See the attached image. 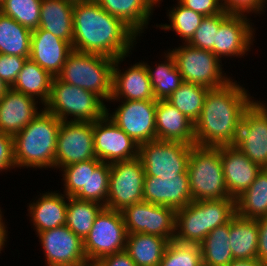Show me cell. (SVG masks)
<instances>
[{"instance_id": "cell-11", "label": "cell", "mask_w": 267, "mask_h": 266, "mask_svg": "<svg viewBox=\"0 0 267 266\" xmlns=\"http://www.w3.org/2000/svg\"><path fill=\"white\" fill-rule=\"evenodd\" d=\"M192 146L178 141L161 140L139 145L138 157L142 161L145 176L163 178L187 174Z\"/></svg>"}, {"instance_id": "cell-29", "label": "cell", "mask_w": 267, "mask_h": 266, "mask_svg": "<svg viewBox=\"0 0 267 266\" xmlns=\"http://www.w3.org/2000/svg\"><path fill=\"white\" fill-rule=\"evenodd\" d=\"M169 242L156 235L128 234L125 251L136 266H159Z\"/></svg>"}, {"instance_id": "cell-14", "label": "cell", "mask_w": 267, "mask_h": 266, "mask_svg": "<svg viewBox=\"0 0 267 266\" xmlns=\"http://www.w3.org/2000/svg\"><path fill=\"white\" fill-rule=\"evenodd\" d=\"M235 147L262 169L267 168V102L265 100H254L243 112Z\"/></svg>"}, {"instance_id": "cell-31", "label": "cell", "mask_w": 267, "mask_h": 266, "mask_svg": "<svg viewBox=\"0 0 267 266\" xmlns=\"http://www.w3.org/2000/svg\"><path fill=\"white\" fill-rule=\"evenodd\" d=\"M52 79L46 70L28 58L11 88L35 98L44 106L50 96Z\"/></svg>"}, {"instance_id": "cell-37", "label": "cell", "mask_w": 267, "mask_h": 266, "mask_svg": "<svg viewBox=\"0 0 267 266\" xmlns=\"http://www.w3.org/2000/svg\"><path fill=\"white\" fill-rule=\"evenodd\" d=\"M176 1L175 5H172L170 9L166 10L169 24L156 23L155 26L157 29L160 28L163 31H174L182 40L181 43H187L205 16L186 8L178 0Z\"/></svg>"}, {"instance_id": "cell-10", "label": "cell", "mask_w": 267, "mask_h": 266, "mask_svg": "<svg viewBox=\"0 0 267 266\" xmlns=\"http://www.w3.org/2000/svg\"><path fill=\"white\" fill-rule=\"evenodd\" d=\"M118 107L111 111L106 106V115L122 129L138 146L156 140L157 100H109ZM110 112V113H109Z\"/></svg>"}, {"instance_id": "cell-2", "label": "cell", "mask_w": 267, "mask_h": 266, "mask_svg": "<svg viewBox=\"0 0 267 266\" xmlns=\"http://www.w3.org/2000/svg\"><path fill=\"white\" fill-rule=\"evenodd\" d=\"M240 84L234 77L225 86L207 92L200 116L194 123L195 145L235 146L243 112L256 99L245 84Z\"/></svg>"}, {"instance_id": "cell-5", "label": "cell", "mask_w": 267, "mask_h": 266, "mask_svg": "<svg viewBox=\"0 0 267 266\" xmlns=\"http://www.w3.org/2000/svg\"><path fill=\"white\" fill-rule=\"evenodd\" d=\"M114 58L94 53L72 51L57 78L81 87L108 102L112 94Z\"/></svg>"}, {"instance_id": "cell-26", "label": "cell", "mask_w": 267, "mask_h": 266, "mask_svg": "<svg viewBox=\"0 0 267 266\" xmlns=\"http://www.w3.org/2000/svg\"><path fill=\"white\" fill-rule=\"evenodd\" d=\"M112 16L121 19L139 37L148 29L157 0H96Z\"/></svg>"}, {"instance_id": "cell-40", "label": "cell", "mask_w": 267, "mask_h": 266, "mask_svg": "<svg viewBox=\"0 0 267 266\" xmlns=\"http://www.w3.org/2000/svg\"><path fill=\"white\" fill-rule=\"evenodd\" d=\"M159 266H203L200 245L170 241Z\"/></svg>"}, {"instance_id": "cell-49", "label": "cell", "mask_w": 267, "mask_h": 266, "mask_svg": "<svg viewBox=\"0 0 267 266\" xmlns=\"http://www.w3.org/2000/svg\"><path fill=\"white\" fill-rule=\"evenodd\" d=\"M228 266H267L261 263L257 258L254 259H234Z\"/></svg>"}, {"instance_id": "cell-24", "label": "cell", "mask_w": 267, "mask_h": 266, "mask_svg": "<svg viewBox=\"0 0 267 266\" xmlns=\"http://www.w3.org/2000/svg\"><path fill=\"white\" fill-rule=\"evenodd\" d=\"M72 45L51 32L37 28L32 31L30 59L46 70L52 77H57Z\"/></svg>"}, {"instance_id": "cell-17", "label": "cell", "mask_w": 267, "mask_h": 266, "mask_svg": "<svg viewBox=\"0 0 267 266\" xmlns=\"http://www.w3.org/2000/svg\"><path fill=\"white\" fill-rule=\"evenodd\" d=\"M249 16L231 13L220 24L213 46V54L221 62L228 57H230L229 59L247 57L250 55L248 53L254 49L257 28Z\"/></svg>"}, {"instance_id": "cell-52", "label": "cell", "mask_w": 267, "mask_h": 266, "mask_svg": "<svg viewBox=\"0 0 267 266\" xmlns=\"http://www.w3.org/2000/svg\"><path fill=\"white\" fill-rule=\"evenodd\" d=\"M9 89L5 82L0 78V97Z\"/></svg>"}, {"instance_id": "cell-22", "label": "cell", "mask_w": 267, "mask_h": 266, "mask_svg": "<svg viewBox=\"0 0 267 266\" xmlns=\"http://www.w3.org/2000/svg\"><path fill=\"white\" fill-rule=\"evenodd\" d=\"M221 162L226 188L234 199L249 188L262 170L235 146L221 147Z\"/></svg>"}, {"instance_id": "cell-6", "label": "cell", "mask_w": 267, "mask_h": 266, "mask_svg": "<svg viewBox=\"0 0 267 266\" xmlns=\"http://www.w3.org/2000/svg\"><path fill=\"white\" fill-rule=\"evenodd\" d=\"M106 106L96 94L53 77L43 108L61 121L94 122L106 115Z\"/></svg>"}, {"instance_id": "cell-13", "label": "cell", "mask_w": 267, "mask_h": 266, "mask_svg": "<svg viewBox=\"0 0 267 266\" xmlns=\"http://www.w3.org/2000/svg\"><path fill=\"white\" fill-rule=\"evenodd\" d=\"M128 234L144 233L174 240L176 210L149 202L132 204L121 211Z\"/></svg>"}, {"instance_id": "cell-44", "label": "cell", "mask_w": 267, "mask_h": 266, "mask_svg": "<svg viewBox=\"0 0 267 266\" xmlns=\"http://www.w3.org/2000/svg\"><path fill=\"white\" fill-rule=\"evenodd\" d=\"M28 58L0 54V78L11 88Z\"/></svg>"}, {"instance_id": "cell-3", "label": "cell", "mask_w": 267, "mask_h": 266, "mask_svg": "<svg viewBox=\"0 0 267 266\" xmlns=\"http://www.w3.org/2000/svg\"><path fill=\"white\" fill-rule=\"evenodd\" d=\"M61 120L44 108L13 136L16 168L54 169L57 135Z\"/></svg>"}, {"instance_id": "cell-7", "label": "cell", "mask_w": 267, "mask_h": 266, "mask_svg": "<svg viewBox=\"0 0 267 266\" xmlns=\"http://www.w3.org/2000/svg\"><path fill=\"white\" fill-rule=\"evenodd\" d=\"M187 174L192 201L232 198L225 185L221 147L193 145Z\"/></svg>"}, {"instance_id": "cell-46", "label": "cell", "mask_w": 267, "mask_h": 266, "mask_svg": "<svg viewBox=\"0 0 267 266\" xmlns=\"http://www.w3.org/2000/svg\"><path fill=\"white\" fill-rule=\"evenodd\" d=\"M16 169L14 161L13 136L0 132V173ZM3 171V172H2Z\"/></svg>"}, {"instance_id": "cell-15", "label": "cell", "mask_w": 267, "mask_h": 266, "mask_svg": "<svg viewBox=\"0 0 267 266\" xmlns=\"http://www.w3.org/2000/svg\"><path fill=\"white\" fill-rule=\"evenodd\" d=\"M95 158L93 122L62 121L57 135L56 171Z\"/></svg>"}, {"instance_id": "cell-47", "label": "cell", "mask_w": 267, "mask_h": 266, "mask_svg": "<svg viewBox=\"0 0 267 266\" xmlns=\"http://www.w3.org/2000/svg\"><path fill=\"white\" fill-rule=\"evenodd\" d=\"M258 222V250L256 258L267 265V215L257 219Z\"/></svg>"}, {"instance_id": "cell-39", "label": "cell", "mask_w": 267, "mask_h": 266, "mask_svg": "<svg viewBox=\"0 0 267 266\" xmlns=\"http://www.w3.org/2000/svg\"><path fill=\"white\" fill-rule=\"evenodd\" d=\"M42 0H4L0 12L20 25L35 30L39 26Z\"/></svg>"}, {"instance_id": "cell-28", "label": "cell", "mask_w": 267, "mask_h": 266, "mask_svg": "<svg viewBox=\"0 0 267 266\" xmlns=\"http://www.w3.org/2000/svg\"><path fill=\"white\" fill-rule=\"evenodd\" d=\"M229 242L234 259H254L258 250L257 219L235 215L229 222Z\"/></svg>"}, {"instance_id": "cell-12", "label": "cell", "mask_w": 267, "mask_h": 266, "mask_svg": "<svg viewBox=\"0 0 267 266\" xmlns=\"http://www.w3.org/2000/svg\"><path fill=\"white\" fill-rule=\"evenodd\" d=\"M145 170L139 157L110 164L106 208L122 211L143 201Z\"/></svg>"}, {"instance_id": "cell-51", "label": "cell", "mask_w": 267, "mask_h": 266, "mask_svg": "<svg viewBox=\"0 0 267 266\" xmlns=\"http://www.w3.org/2000/svg\"><path fill=\"white\" fill-rule=\"evenodd\" d=\"M8 235L9 233H0V254H2L1 251L4 252V249L7 246V242H8L7 240L9 238Z\"/></svg>"}, {"instance_id": "cell-21", "label": "cell", "mask_w": 267, "mask_h": 266, "mask_svg": "<svg viewBox=\"0 0 267 266\" xmlns=\"http://www.w3.org/2000/svg\"><path fill=\"white\" fill-rule=\"evenodd\" d=\"M42 107L35 98L9 88L0 97V132L14 136L42 111Z\"/></svg>"}, {"instance_id": "cell-4", "label": "cell", "mask_w": 267, "mask_h": 266, "mask_svg": "<svg viewBox=\"0 0 267 266\" xmlns=\"http://www.w3.org/2000/svg\"><path fill=\"white\" fill-rule=\"evenodd\" d=\"M235 215L234 198L192 201L176 210L174 240L200 244L213 229L229 223Z\"/></svg>"}, {"instance_id": "cell-50", "label": "cell", "mask_w": 267, "mask_h": 266, "mask_svg": "<svg viewBox=\"0 0 267 266\" xmlns=\"http://www.w3.org/2000/svg\"><path fill=\"white\" fill-rule=\"evenodd\" d=\"M3 209L0 207V233H8V227L4 220V213Z\"/></svg>"}, {"instance_id": "cell-32", "label": "cell", "mask_w": 267, "mask_h": 266, "mask_svg": "<svg viewBox=\"0 0 267 266\" xmlns=\"http://www.w3.org/2000/svg\"><path fill=\"white\" fill-rule=\"evenodd\" d=\"M236 214L246 219L267 215V168L262 169L253 183L236 199Z\"/></svg>"}, {"instance_id": "cell-48", "label": "cell", "mask_w": 267, "mask_h": 266, "mask_svg": "<svg viewBox=\"0 0 267 266\" xmlns=\"http://www.w3.org/2000/svg\"><path fill=\"white\" fill-rule=\"evenodd\" d=\"M93 266H136L126 251L103 256Z\"/></svg>"}, {"instance_id": "cell-34", "label": "cell", "mask_w": 267, "mask_h": 266, "mask_svg": "<svg viewBox=\"0 0 267 266\" xmlns=\"http://www.w3.org/2000/svg\"><path fill=\"white\" fill-rule=\"evenodd\" d=\"M199 245L203 266H228L234 260L229 242V223L213 229Z\"/></svg>"}, {"instance_id": "cell-9", "label": "cell", "mask_w": 267, "mask_h": 266, "mask_svg": "<svg viewBox=\"0 0 267 266\" xmlns=\"http://www.w3.org/2000/svg\"><path fill=\"white\" fill-rule=\"evenodd\" d=\"M127 235L121 211L104 207L83 240L88 262L93 266L103 256L125 251Z\"/></svg>"}, {"instance_id": "cell-19", "label": "cell", "mask_w": 267, "mask_h": 266, "mask_svg": "<svg viewBox=\"0 0 267 266\" xmlns=\"http://www.w3.org/2000/svg\"><path fill=\"white\" fill-rule=\"evenodd\" d=\"M129 56L116 58L112 70V94L110 100H156L147 68L142 60L120 69ZM120 67V68H119Z\"/></svg>"}, {"instance_id": "cell-43", "label": "cell", "mask_w": 267, "mask_h": 266, "mask_svg": "<svg viewBox=\"0 0 267 266\" xmlns=\"http://www.w3.org/2000/svg\"><path fill=\"white\" fill-rule=\"evenodd\" d=\"M225 12L233 14L264 15L267 8V0H221ZM265 8V9H264Z\"/></svg>"}, {"instance_id": "cell-45", "label": "cell", "mask_w": 267, "mask_h": 266, "mask_svg": "<svg viewBox=\"0 0 267 266\" xmlns=\"http://www.w3.org/2000/svg\"><path fill=\"white\" fill-rule=\"evenodd\" d=\"M183 6L189 8L203 16H212L224 12L221 0H178ZM163 0H157L160 7Z\"/></svg>"}, {"instance_id": "cell-18", "label": "cell", "mask_w": 267, "mask_h": 266, "mask_svg": "<svg viewBox=\"0 0 267 266\" xmlns=\"http://www.w3.org/2000/svg\"><path fill=\"white\" fill-rule=\"evenodd\" d=\"M96 158L105 163L131 160L138 157L139 146L107 115L93 122Z\"/></svg>"}, {"instance_id": "cell-30", "label": "cell", "mask_w": 267, "mask_h": 266, "mask_svg": "<svg viewBox=\"0 0 267 266\" xmlns=\"http://www.w3.org/2000/svg\"><path fill=\"white\" fill-rule=\"evenodd\" d=\"M161 59L150 66L148 61H142L148 71L151 87L156 100H167L172 92L176 91L183 83L182 76L176 67L174 57L168 50H164ZM165 58V59H164Z\"/></svg>"}, {"instance_id": "cell-35", "label": "cell", "mask_w": 267, "mask_h": 266, "mask_svg": "<svg viewBox=\"0 0 267 266\" xmlns=\"http://www.w3.org/2000/svg\"><path fill=\"white\" fill-rule=\"evenodd\" d=\"M103 208V205L96 202L68 197L65 225L84 240L90 232L96 216Z\"/></svg>"}, {"instance_id": "cell-27", "label": "cell", "mask_w": 267, "mask_h": 266, "mask_svg": "<svg viewBox=\"0 0 267 266\" xmlns=\"http://www.w3.org/2000/svg\"><path fill=\"white\" fill-rule=\"evenodd\" d=\"M73 7L74 3L69 0H42L38 28L72 45Z\"/></svg>"}, {"instance_id": "cell-53", "label": "cell", "mask_w": 267, "mask_h": 266, "mask_svg": "<svg viewBox=\"0 0 267 266\" xmlns=\"http://www.w3.org/2000/svg\"><path fill=\"white\" fill-rule=\"evenodd\" d=\"M70 2H73V3H79V2H84V1H87V0H69Z\"/></svg>"}, {"instance_id": "cell-23", "label": "cell", "mask_w": 267, "mask_h": 266, "mask_svg": "<svg viewBox=\"0 0 267 266\" xmlns=\"http://www.w3.org/2000/svg\"><path fill=\"white\" fill-rule=\"evenodd\" d=\"M37 194L35 200L28 203L27 216L35 234L65 225L68 197L58 190Z\"/></svg>"}, {"instance_id": "cell-25", "label": "cell", "mask_w": 267, "mask_h": 266, "mask_svg": "<svg viewBox=\"0 0 267 266\" xmlns=\"http://www.w3.org/2000/svg\"><path fill=\"white\" fill-rule=\"evenodd\" d=\"M156 140L195 145L194 123L167 100H157Z\"/></svg>"}, {"instance_id": "cell-42", "label": "cell", "mask_w": 267, "mask_h": 266, "mask_svg": "<svg viewBox=\"0 0 267 266\" xmlns=\"http://www.w3.org/2000/svg\"><path fill=\"white\" fill-rule=\"evenodd\" d=\"M110 164L101 162L95 169H89L88 201L106 208L108 198Z\"/></svg>"}, {"instance_id": "cell-1", "label": "cell", "mask_w": 267, "mask_h": 266, "mask_svg": "<svg viewBox=\"0 0 267 266\" xmlns=\"http://www.w3.org/2000/svg\"><path fill=\"white\" fill-rule=\"evenodd\" d=\"M141 38L96 0L74 3L72 49L111 58L132 55Z\"/></svg>"}, {"instance_id": "cell-16", "label": "cell", "mask_w": 267, "mask_h": 266, "mask_svg": "<svg viewBox=\"0 0 267 266\" xmlns=\"http://www.w3.org/2000/svg\"><path fill=\"white\" fill-rule=\"evenodd\" d=\"M36 235L45 255L44 266H92L85 255L83 240L66 225Z\"/></svg>"}, {"instance_id": "cell-8", "label": "cell", "mask_w": 267, "mask_h": 266, "mask_svg": "<svg viewBox=\"0 0 267 266\" xmlns=\"http://www.w3.org/2000/svg\"><path fill=\"white\" fill-rule=\"evenodd\" d=\"M167 50L174 57L183 82L198 84L208 89H217L233 79L227 71H224L225 63H222L209 50L199 49L188 43H182L178 47Z\"/></svg>"}, {"instance_id": "cell-33", "label": "cell", "mask_w": 267, "mask_h": 266, "mask_svg": "<svg viewBox=\"0 0 267 266\" xmlns=\"http://www.w3.org/2000/svg\"><path fill=\"white\" fill-rule=\"evenodd\" d=\"M32 31L0 12V54L30 57Z\"/></svg>"}, {"instance_id": "cell-36", "label": "cell", "mask_w": 267, "mask_h": 266, "mask_svg": "<svg viewBox=\"0 0 267 266\" xmlns=\"http://www.w3.org/2000/svg\"><path fill=\"white\" fill-rule=\"evenodd\" d=\"M101 162L95 158L62 167L59 170L62 173V193L88 201L89 169H95Z\"/></svg>"}, {"instance_id": "cell-38", "label": "cell", "mask_w": 267, "mask_h": 266, "mask_svg": "<svg viewBox=\"0 0 267 266\" xmlns=\"http://www.w3.org/2000/svg\"><path fill=\"white\" fill-rule=\"evenodd\" d=\"M209 90L198 84L183 82L176 91L172 92L167 101L195 123Z\"/></svg>"}, {"instance_id": "cell-41", "label": "cell", "mask_w": 267, "mask_h": 266, "mask_svg": "<svg viewBox=\"0 0 267 266\" xmlns=\"http://www.w3.org/2000/svg\"><path fill=\"white\" fill-rule=\"evenodd\" d=\"M230 14L231 13L224 11L220 14L205 16L202 19L200 26L194 32L192 38L187 43L191 46L209 50L213 53V46L215 44L219 26Z\"/></svg>"}, {"instance_id": "cell-20", "label": "cell", "mask_w": 267, "mask_h": 266, "mask_svg": "<svg viewBox=\"0 0 267 266\" xmlns=\"http://www.w3.org/2000/svg\"><path fill=\"white\" fill-rule=\"evenodd\" d=\"M143 201L175 210L192 202L188 174L159 178L145 176Z\"/></svg>"}]
</instances>
